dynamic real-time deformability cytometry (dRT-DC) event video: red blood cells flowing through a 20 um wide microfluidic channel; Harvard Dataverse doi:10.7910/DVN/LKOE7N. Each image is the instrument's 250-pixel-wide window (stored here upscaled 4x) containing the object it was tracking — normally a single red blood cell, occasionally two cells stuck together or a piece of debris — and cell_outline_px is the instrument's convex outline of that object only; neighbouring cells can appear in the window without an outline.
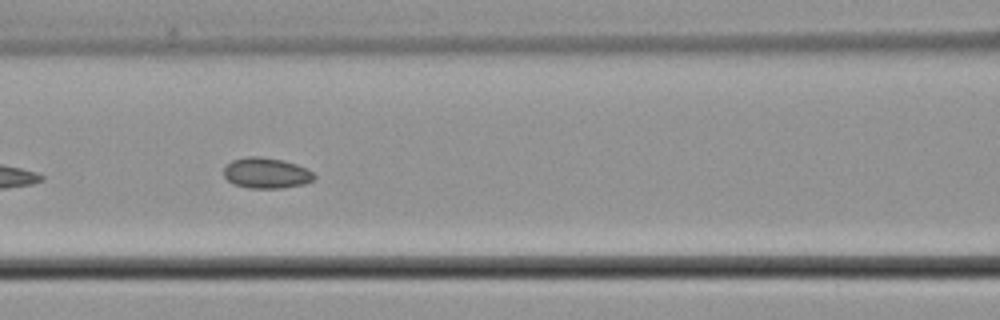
{"species": "common noctule bat (a hibernating species)", "species_latin": "Nyctalus noctula", "temperature_condition": "cold", "stored_images_in_passage": 10, "camera_frame_rate_fps": 3000, "um_per_image_px": 0.085, "animal": {"sex": "male", "body_mass_g": 21.5, "forearm_length_mm": 52.0}, "frame": {"image": 1, "passage_image": 7, "time_ms": 8.333, "image_size_px": [1000, 320], "cell_outline_px": [[316, 176], [312, 180], [304, 184], [280, 188], [248, 188], [232, 184], [224, 176], [224, 168], [232, 160], [244, 156], [260, 156], [284, 160], [296, 164], [312, 172]], "centroid_in_image_um": [22.6, 14.7], "position_along_channel_um": 144.0, "area_um2": 16.18}}
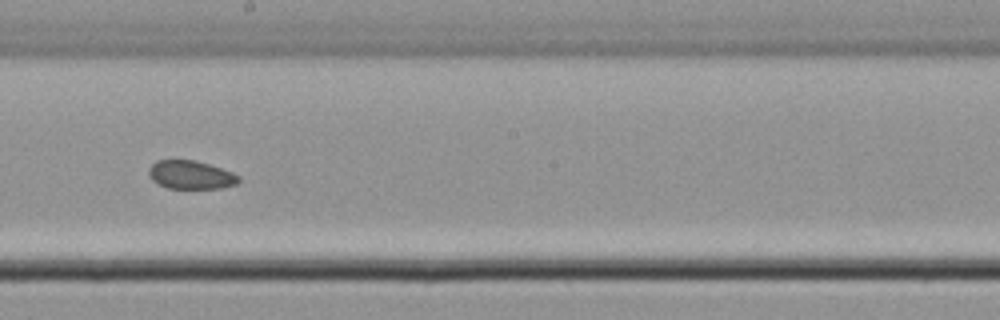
{"frame": {"image": 2, "passage_image": 9, "time_ms": 10.667, "image_size_px": [1000, 320], "cell_outline_px": [[240, 180], [236, 184], [220, 188], [168, 188], [152, 180], [148, 176], [148, 168], [156, 160], [196, 160], [232, 172], [240, 176]], "centroid_in_image_um": [16.2, 14.85], "position_along_channel_um": 232.0, "area_um2": 14.85}}
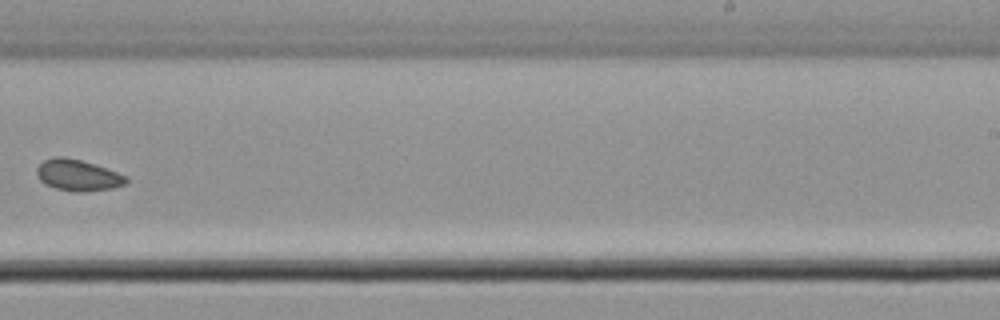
{"frame": {"image": 3, "passage_image": 10, "time_ms": 12.0, "image_size_px": [1000, 320], "cell_outline_px": [[128, 180], [124, 184], [112, 188], [80, 192], [72, 192], [56, 188], [44, 184], [40, 180], [36, 172], [36, 168], [44, 160], [56, 156], [64, 156], [80, 160], [128, 176]], "centroid_in_image_um": [6.58, 14.9], "position_along_channel_um": 282.4, "area_um2": 16.13}}